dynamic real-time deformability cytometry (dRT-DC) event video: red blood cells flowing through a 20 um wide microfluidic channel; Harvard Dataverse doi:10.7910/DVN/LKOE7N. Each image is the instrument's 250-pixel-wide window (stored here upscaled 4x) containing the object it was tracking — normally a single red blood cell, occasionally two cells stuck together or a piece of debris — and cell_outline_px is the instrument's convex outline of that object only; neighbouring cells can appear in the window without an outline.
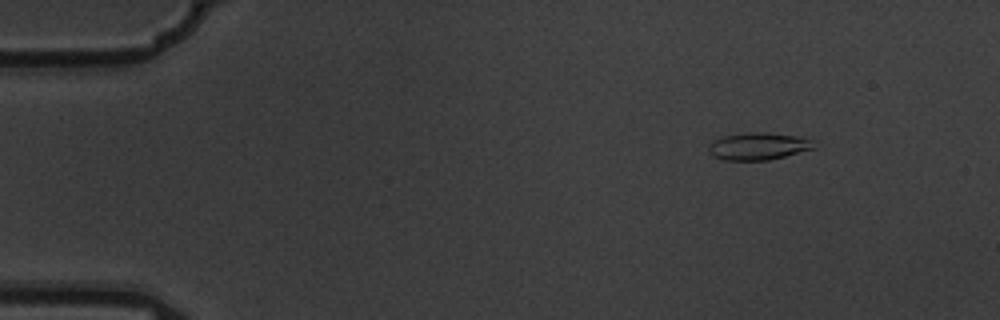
{"species": "common noctule bat (a hibernating species)", "species_latin": "Nyctalus noctula", "temperature_condition": "warm", "stored_images_in_passage": 4, "camera_frame_rate_fps": 3000, "um_per_image_px": 0.085, "animal": {"sex": "male", "body_mass_g": 19.5, "forearm_length_mm": 54.6}, "frame": {"image": 1, "passage_image": 2, "time_ms": 0.333, "image_size_px": [1000, 320], "cell_outline_px": [[816, 148], [768, 160], [724, 160], [712, 156], [708, 152], [708, 144], [712, 140], [724, 136], [748, 132], [764, 132], [800, 136], [808, 140]], "centroid_in_image_um": [64.38, 12.43], "position_along_channel_um": 20.6, "area_um2": 16.7}}